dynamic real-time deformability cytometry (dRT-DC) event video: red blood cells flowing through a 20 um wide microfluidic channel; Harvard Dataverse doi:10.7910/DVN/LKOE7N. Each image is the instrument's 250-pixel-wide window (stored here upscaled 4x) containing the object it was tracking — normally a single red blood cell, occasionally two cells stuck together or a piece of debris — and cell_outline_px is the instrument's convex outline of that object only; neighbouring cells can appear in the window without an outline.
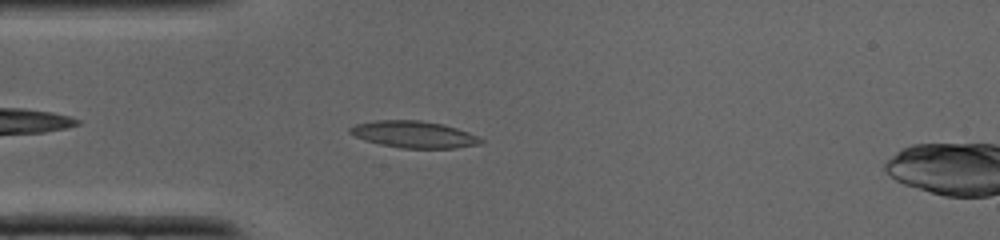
{"species": "common noctule bat (a hibernating species)", "species_latin": "Nyctalus noctula", "temperature_condition": "cold", "stored_images_in_passage": 31, "camera_frame_rate_fps": 3000, "um_per_image_px": 0.085, "animal": {"sex": "male", "body_mass_g": 19.0, "forearm_length_mm": 50.8}, "frame": {"image": 1, "passage_image": 3, "time_ms": 0.667, "image_size_px": [1000, 240], "cell_outline_px": [[484, 140], [480, 144], [456, 148], [400, 148], [380, 144], [364, 140], [348, 132], [348, 128], [356, 124], [376, 120], [420, 120], [444, 124], [480, 136]], "centroid_in_image_um": [35.2, 11.42], "position_along_channel_um": 49.8, "area_um2": 20.52}}
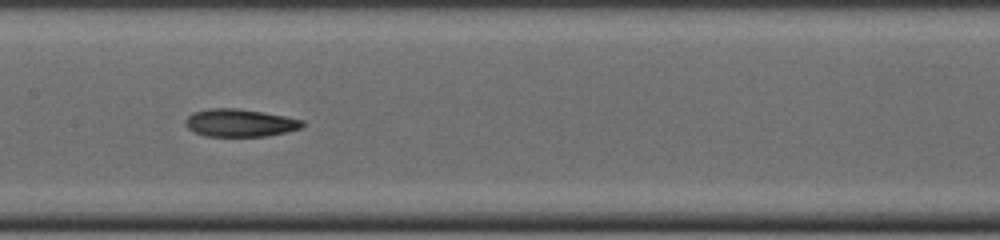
{"frame": {"image": 2, "passage_image": 11, "time_ms": 3.333, "image_size_px": [1000, 240], "cell_outline_px": [[304, 124], [300, 128], [284, 132], [264, 136], [204, 136], [188, 128], [184, 124], [184, 120], [192, 112], [212, 108], [236, 108], [284, 116], [304, 120]], "centroid_in_image_um": [20.34, 10.44], "position_along_channel_um": 187.1, "area_um2": 18.67}}
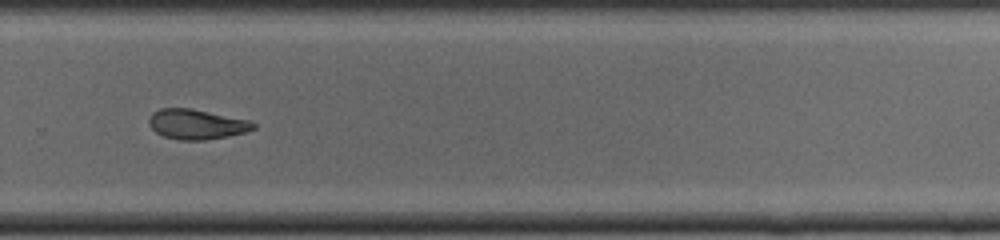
{"frame": {"image": 3, "passage_image": 18, "time_ms": 5.667, "image_size_px": [1000, 240], "cell_outline_px": [[256, 128], [244, 132], [228, 136], [204, 140], [180, 140], [164, 136], [156, 132], [148, 124], [148, 120], [152, 112], [160, 108], [192, 108], [252, 120], [256, 124]], "centroid_in_image_um": [16.72, 10.54], "position_along_channel_um": 313.1, "area_um2": 18.44}}